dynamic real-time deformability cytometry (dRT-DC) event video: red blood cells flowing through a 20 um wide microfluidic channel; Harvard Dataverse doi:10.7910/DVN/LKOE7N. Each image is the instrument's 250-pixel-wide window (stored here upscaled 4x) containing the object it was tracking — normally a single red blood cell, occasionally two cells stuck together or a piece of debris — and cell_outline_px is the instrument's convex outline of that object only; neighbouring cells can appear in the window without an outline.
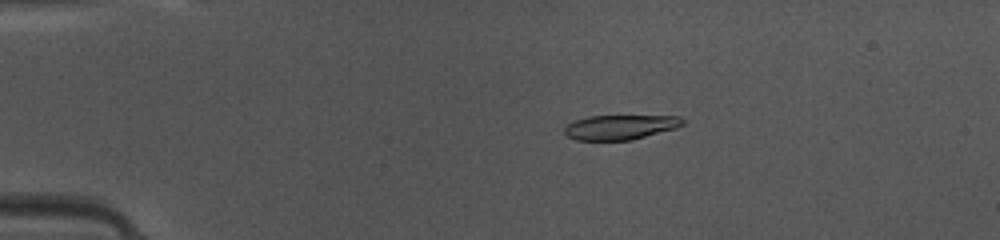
{"species": "common noctule bat (a hibernating species)", "species_latin": "Nyctalus noctula", "temperature_condition": "warm", "stored_images_in_passage": 44, "camera_frame_rate_fps": 3000, "um_per_image_px": 0.085, "animal": {"sex": "female", "body_mass_g": 10.0, "forearm_length_mm": 53.1}, "frame": {"image": 1, "passage_image": 6, "time_ms": 1.667, "image_size_px": [1000, 240], "cell_outline_px": [[684, 124], [676, 128], [632, 140], [576, 140], [568, 136], [564, 132], [564, 128], [568, 124], [576, 120], [588, 116], [680, 116], [684, 120]], "centroid_in_image_um": [52.73, 10.81], "position_along_channel_um": 32.3, "area_um2": 16.94}}
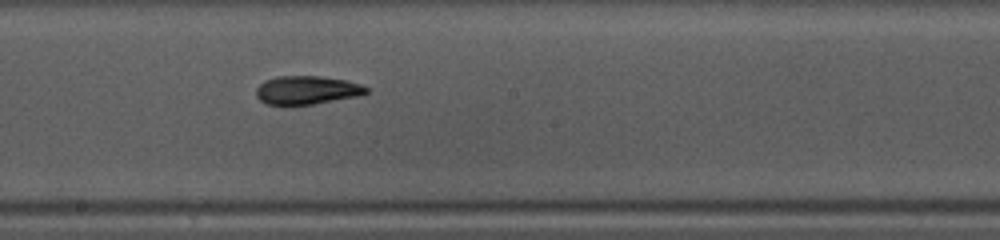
{"frame": {"image": 2, "passage_image": 23, "time_ms": 7.333, "image_size_px": [1000, 240], "cell_outline_px": [[368, 92], [356, 96], [312, 104], [264, 104], [256, 96], [256, 88], [264, 80], [276, 76], [320, 76], [348, 80], [360, 84], [368, 88]], "centroid_in_image_um": [26.05, 7.64], "position_along_channel_um": 222.1, "area_um2": 18.15}}
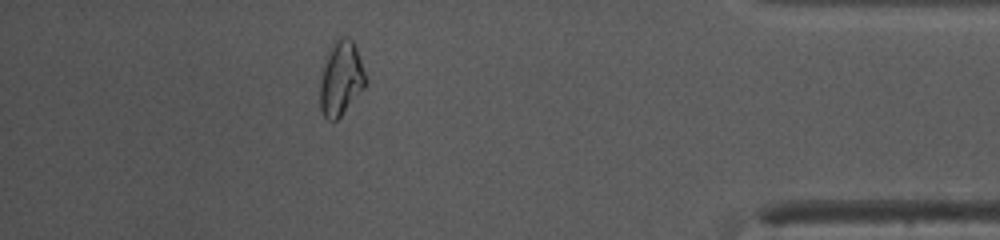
{"frame": {"image": 3, "passage_image": 39, "time_ms": 12.667, "image_size_px": [1000, 240], "cell_outline_px": [[368, 80], [364, 88], [340, 116], [336, 120], [328, 120], [324, 116], [320, 108], [320, 72], [324, 56], [332, 40], [340, 36], [348, 36], [352, 40], [356, 48], [368, 76]], "centroid_in_image_um": [28.97, 6.59], "position_along_channel_um": 406.2, "area_um2": 20.46}, "authors_computed_cell_mechanics": {"area_um2": 18.4671, "velocity_mm_per_s": 4.1638, "shape_relaxation_time_tau1_ms": 3.5072, "shape_relaxation_time_tau2_ms": 9.207, "deformation_change_tau1": 0.1558, "deformation_change_tau2": 0.0784}}